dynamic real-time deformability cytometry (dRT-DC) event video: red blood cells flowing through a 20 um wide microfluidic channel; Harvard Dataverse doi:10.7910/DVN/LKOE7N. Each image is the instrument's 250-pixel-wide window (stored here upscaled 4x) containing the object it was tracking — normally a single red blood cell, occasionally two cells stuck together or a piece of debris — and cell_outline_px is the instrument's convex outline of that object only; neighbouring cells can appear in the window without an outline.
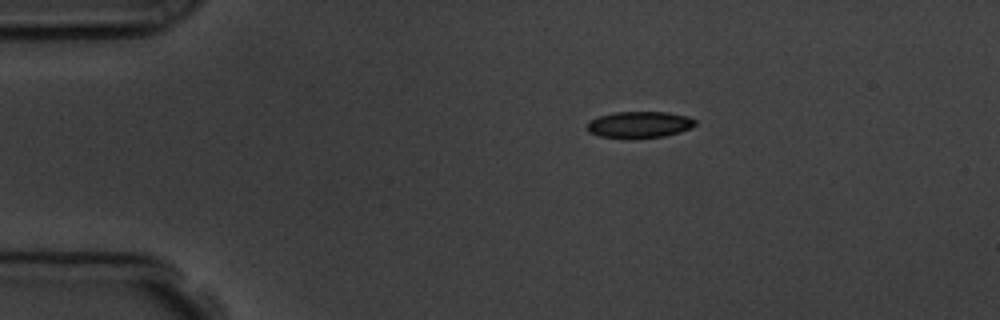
{"species": "common noctule bat (a hibernating species)", "species_latin": "Nyctalus noctula", "temperature_condition": "room temperature", "stored_images_in_passage": 5, "camera_frame_rate_fps": 3000, "um_per_image_px": 0.085, "animal": {"sex": "male", "body_mass_g": 19.5, "forearm_length_mm": 54.6}, "frame": {"image": 1, "passage_image": 1, "time_ms": 0.0, "image_size_px": [1000, 320], "cell_outline_px": [[696, 124], [692, 128], [680, 132], [664, 136], [600, 136], [588, 132], [588, 120], [612, 112], [668, 112], [688, 116], [696, 120]], "centroid_in_image_um": [54.39, 10.55], "position_along_channel_um": 30.6, "area_um2": 16.18}}
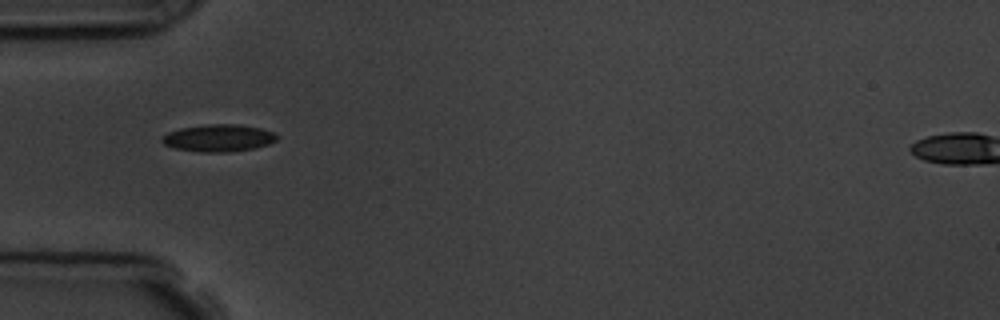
{"frame": {"image": 2, "passage_image": 3, "time_ms": 2.333, "image_size_px": [1000, 320], "cell_outline_px": [[280, 136], [276, 140], [268, 144], [252, 148], [228, 152], [200, 152], [176, 148], [164, 144], [160, 140], [168, 132], [180, 128], [204, 124], [240, 124], [260, 128], [276, 132]], "centroid_in_image_um": [18.6, 11.71], "position_along_channel_um": 66.4, "area_um2": 18.26}}